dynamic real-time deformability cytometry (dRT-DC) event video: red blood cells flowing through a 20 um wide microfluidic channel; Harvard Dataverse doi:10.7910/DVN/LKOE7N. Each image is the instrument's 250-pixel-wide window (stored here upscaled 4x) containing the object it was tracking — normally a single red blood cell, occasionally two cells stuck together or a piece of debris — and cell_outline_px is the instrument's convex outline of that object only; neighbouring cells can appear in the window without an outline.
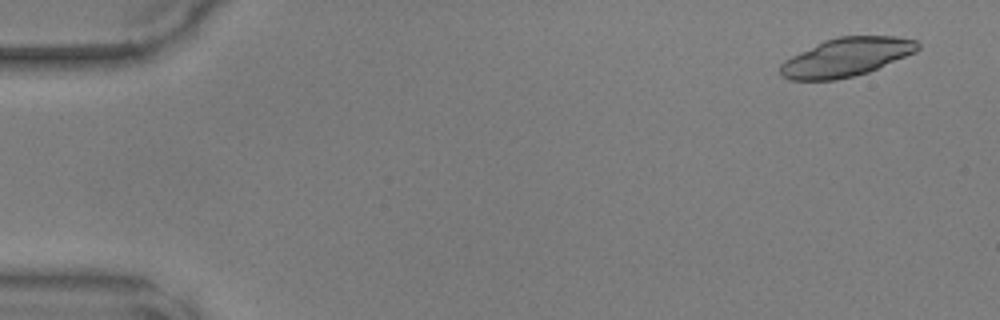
{"species": "common noctule bat (a hibernating species)", "species_latin": "Nyctalus noctula", "temperature_condition": "warm", "stored_images_in_passage": 16, "camera_frame_rate_fps": 3000, "um_per_image_px": 0.085, "animal": {"sex": "male", "body_mass_g": 17.9, "forearm_length_mm": 54.2}, "frame": {"image": 1, "passage_image": 3, "time_ms": 0.667, "image_size_px": [1000, 320], "cell_outline_px": [[920, 48], [916, 52], [868, 72], [836, 80], [788, 80], [780, 76], [780, 64], [784, 60], [824, 40], [840, 36], [896, 36], [916, 40], [920, 44]], "centroid_in_image_um": [71.93, 4.86], "position_along_channel_um": 13.1, "area_um2": 30.87}}